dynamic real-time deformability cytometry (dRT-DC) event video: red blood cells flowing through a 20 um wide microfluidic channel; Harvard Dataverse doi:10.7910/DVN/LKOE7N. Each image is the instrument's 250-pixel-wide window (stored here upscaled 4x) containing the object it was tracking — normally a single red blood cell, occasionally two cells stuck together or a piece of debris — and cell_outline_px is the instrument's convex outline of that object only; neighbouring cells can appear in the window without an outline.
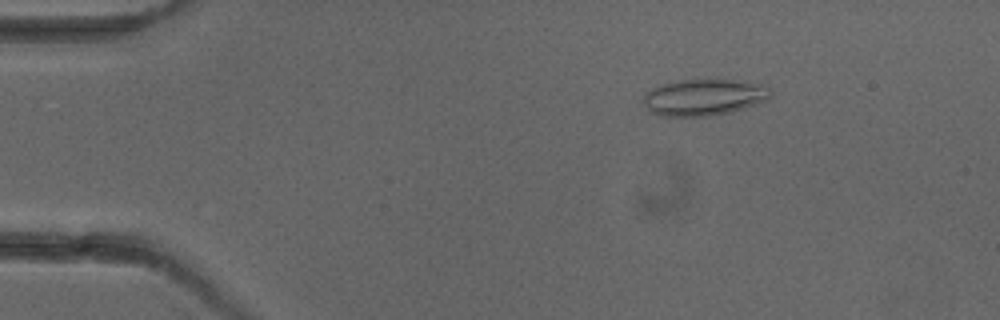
{"species": "common noctule bat (a hibernating species)", "species_latin": "Nyctalus noctula", "temperature_condition": "cold", "stored_images_in_passage": 5, "camera_frame_rate_fps": 3000, "um_per_image_px": 0.085, "animal": {"sex": "female"}, "frame": {"image": 1, "passage_image": 3, "time_ms": 2.333, "image_size_px": [1000, 320], "cell_outline_px": [[772, 96], [756, 104], [732, 112], [712, 116], [660, 116], [652, 112], [644, 104], [644, 92], [660, 84], [696, 76], [740, 80], [764, 84], [772, 92]], "centroid_in_image_um": [59.84, 8.21], "position_along_channel_um": 25.2, "area_um2": 28.09}}